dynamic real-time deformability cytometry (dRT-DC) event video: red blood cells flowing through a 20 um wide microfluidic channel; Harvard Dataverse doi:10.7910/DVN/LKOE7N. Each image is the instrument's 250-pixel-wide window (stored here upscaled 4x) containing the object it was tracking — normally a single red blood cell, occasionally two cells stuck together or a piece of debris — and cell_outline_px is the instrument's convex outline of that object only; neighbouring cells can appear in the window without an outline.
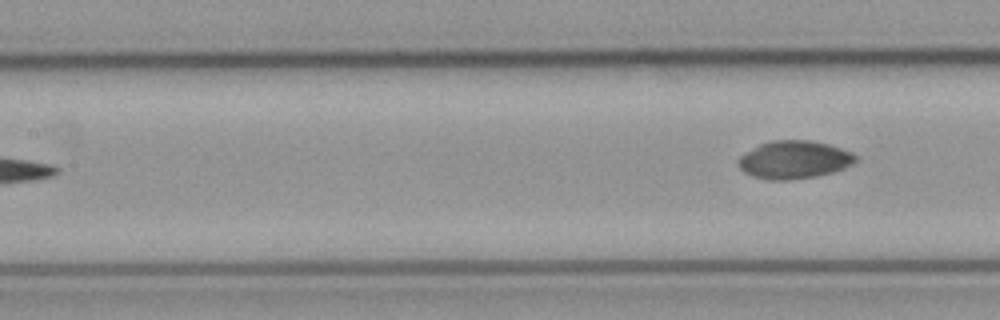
{"species": "common noctule bat (a hibernating species)", "species_latin": "Nyctalus noctula", "temperature_condition": "cold", "stored_images_in_passage": 9, "segment_of_instrument_passage": [2, 2], "camera_frame_rate_fps": 3000, "um_per_image_px": 0.085, "animal": {"sex": "male", "body_mass_g": 23.1, "forearm_length_mm": 52.7}, "frame": {"image": 1, "passage_image": 9, "time_ms": 9.667, "image_size_px": [1000, 320], "cell_outline_px": [[856, 160], [852, 164], [844, 168], [832, 172], [816, 176], [788, 180], [768, 180], [752, 176], [744, 172], [736, 164], [736, 160], [740, 156], [760, 144], [772, 140], [808, 140], [828, 144], [852, 152], [856, 156]], "centroid_in_image_um": [67.47, 13.58], "position_along_channel_um": 139.9, "area_um2": 25.89}}